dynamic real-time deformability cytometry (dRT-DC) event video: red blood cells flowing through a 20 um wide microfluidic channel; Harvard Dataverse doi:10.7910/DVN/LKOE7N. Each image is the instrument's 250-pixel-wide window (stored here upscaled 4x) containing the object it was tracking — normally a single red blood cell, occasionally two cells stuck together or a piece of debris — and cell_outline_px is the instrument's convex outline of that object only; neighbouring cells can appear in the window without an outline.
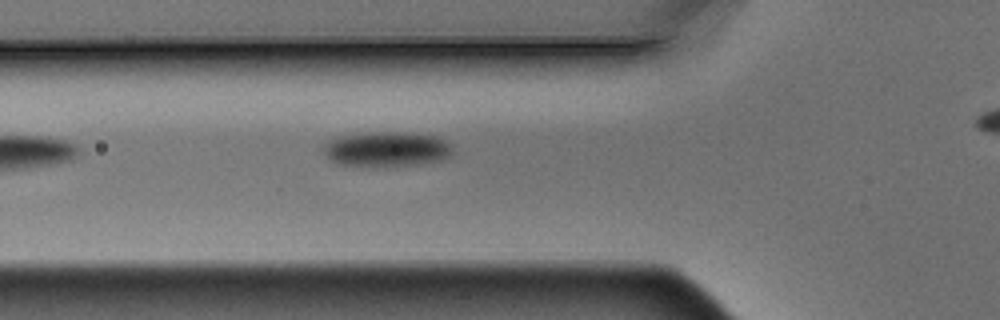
{"species": "Egyptian fruit bat (a non-hibernating species)", "species_latin": "Rousettus aegyptiacus", "temperature_condition": "warm", "stored_images_in_passage": 3, "segment_of_instrument_passage": [1, 2], "camera_frame_rate_fps": 3000, "um_per_image_px": 0.085, "animal": {"sex": "male"}, "frame": {"image": 1, "passage_image": 2, "time_ms": 0.333, "image_size_px": [1000, 320], "cell_outline_px": [[452, 156], [440, 160], [424, 164], [392, 168], [368, 168], [336, 164], [328, 160], [324, 152], [324, 144], [328, 140], [336, 136], [360, 132], [408, 132], [436, 136], [452, 144]], "centroid_in_image_um": [32.83, 12.71], "position_along_channel_um": 93.0, "area_um2": 27.8}}